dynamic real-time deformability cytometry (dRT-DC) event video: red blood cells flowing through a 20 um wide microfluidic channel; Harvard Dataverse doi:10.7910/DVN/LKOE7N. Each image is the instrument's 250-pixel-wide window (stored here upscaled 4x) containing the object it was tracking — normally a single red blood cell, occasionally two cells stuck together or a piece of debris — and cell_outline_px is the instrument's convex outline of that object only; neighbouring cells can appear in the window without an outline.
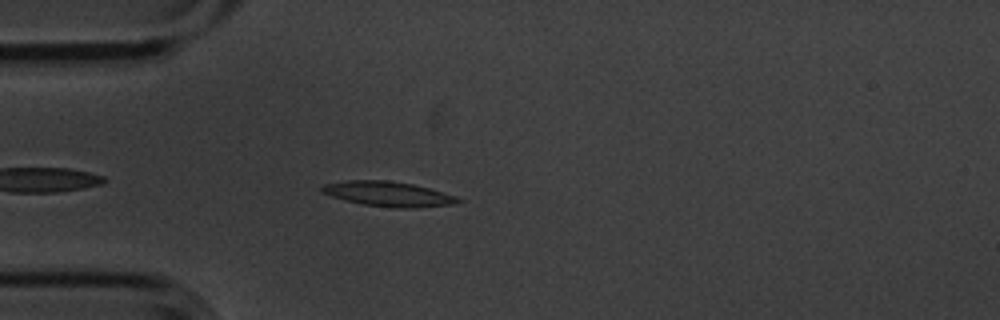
{"species": "common noctule bat (a hibernating species)", "species_latin": "Nyctalus noctula", "temperature_condition": "cold", "stored_images_in_passage": 4, "camera_frame_rate_fps": 3000, "um_per_image_px": 0.085, "animal": {"sex": "male", "body_mass_g": 20.1, "forearm_length_mm": 53.5}, "frame": {"image": 1, "passage_image": 4, "time_ms": 1.0, "image_size_px": [1000, 320], "cell_outline_px": [[464, 200], [452, 204], [416, 208], [392, 208], [364, 204], [332, 196], [320, 192], [320, 188], [324, 184], [348, 180], [388, 180], [412, 184], [428, 188], [456, 196]], "centroid_in_image_um": [33.01, 16.48], "position_along_channel_um": 52.0, "area_um2": 19.59}}